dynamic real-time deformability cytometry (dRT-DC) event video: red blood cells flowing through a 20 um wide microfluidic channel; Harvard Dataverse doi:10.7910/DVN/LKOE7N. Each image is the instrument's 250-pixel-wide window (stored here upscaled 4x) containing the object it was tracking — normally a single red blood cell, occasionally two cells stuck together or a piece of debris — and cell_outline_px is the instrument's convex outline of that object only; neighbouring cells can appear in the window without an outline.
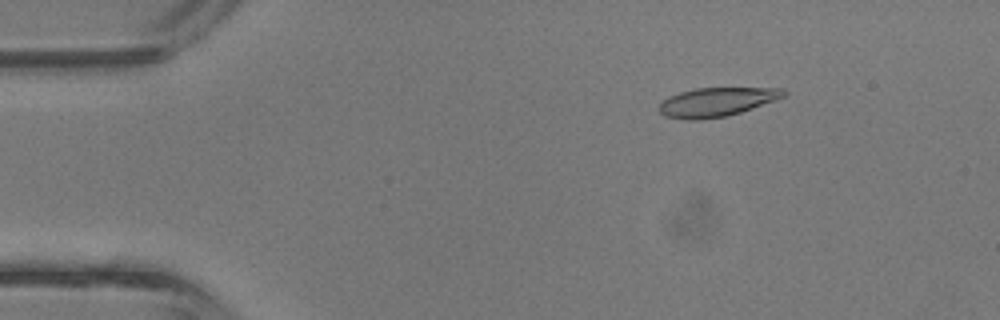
{"species": "common noctule bat (a hibernating species)", "species_latin": "Nyctalus noctula", "temperature_condition": "room temperature", "stored_images_in_passage": 4, "camera_frame_rate_fps": 3000, "um_per_image_px": 0.085, "animal": {"sex": "male", "body_mass_g": 13.3}, "frame": {"image": 1, "passage_image": 1, "time_ms": 0.0, "image_size_px": [1000, 320], "cell_outline_px": [[788, 92], [784, 96], [776, 100], [728, 116], [700, 120], [684, 120], [664, 116], [660, 112], [660, 104], [668, 96], [680, 92], [696, 88], [784, 88]], "centroid_in_image_um": [60.91, 8.67], "position_along_channel_um": 24.1, "area_um2": 21.04}}
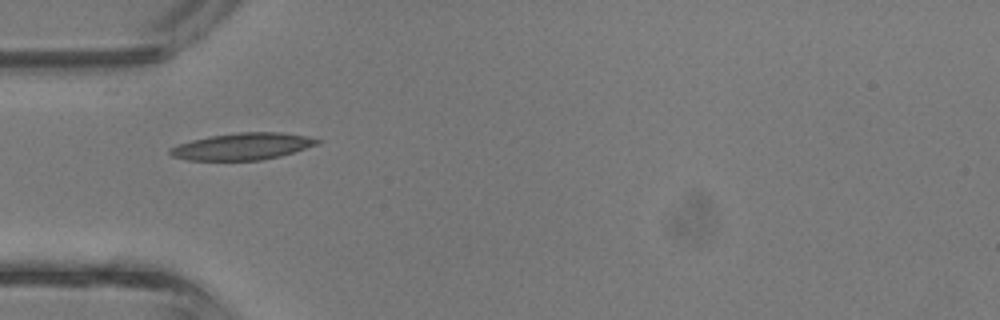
{"frame": {"image": 2, "passage_image": 3, "time_ms": 0.667, "image_size_px": [1000, 320], "cell_outline_px": [[320, 144], [280, 156], [260, 160], [188, 160], [172, 156], [168, 152], [168, 148], [192, 140], [208, 136], [240, 132], [280, 132], [304, 136], [320, 140]], "centroid_in_image_um": [20.59, 12.44], "position_along_channel_um": 64.4, "area_um2": 22.89}}
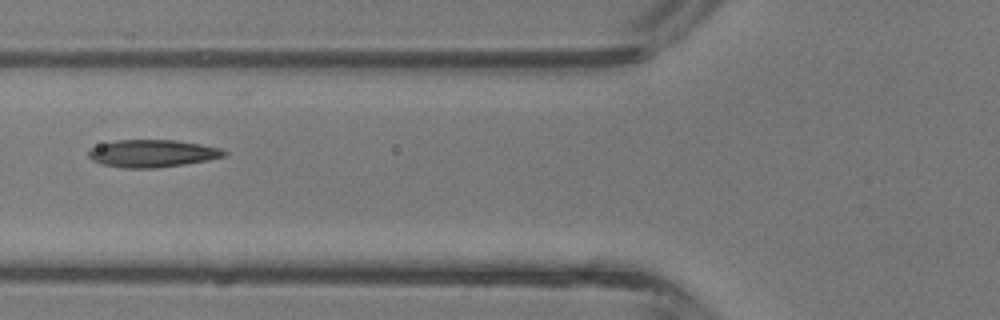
{"frame": {"image": 3, "passage_image": 4, "time_ms": 1.0, "image_size_px": [1000, 320], "cell_outline_px": [[228, 156], [208, 160], [184, 164], [156, 168], [124, 168], [100, 164], [92, 160], [88, 156], [88, 148], [100, 144], [116, 140], [176, 140], [200, 144], [220, 148], [228, 152]], "centroid_in_image_um": [12.94, 13.04], "position_along_channel_um": 112.9, "area_um2": 21.91}}